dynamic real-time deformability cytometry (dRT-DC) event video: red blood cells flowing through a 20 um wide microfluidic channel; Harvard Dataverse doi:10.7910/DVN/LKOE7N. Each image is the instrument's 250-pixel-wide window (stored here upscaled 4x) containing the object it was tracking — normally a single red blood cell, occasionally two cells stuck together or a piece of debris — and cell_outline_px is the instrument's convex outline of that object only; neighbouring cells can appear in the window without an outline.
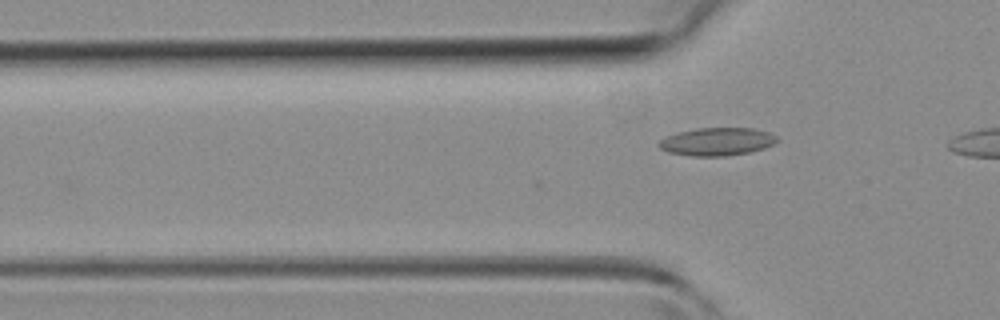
{"species": "common noctule bat (a hibernating species)", "species_latin": "Nyctalus noctula", "temperature_condition": "room temperature", "stored_images_in_passage": 4, "camera_frame_rate_fps": 3000, "um_per_image_px": 0.085, "animal": {"sex": "female", "body_mass_g": 19.3, "forearm_length_mm": 54.1}, "frame": {"image": 1, "passage_image": 4, "time_ms": 1.0, "image_size_px": [1000, 320], "cell_outline_px": [[780, 140], [764, 148], [752, 152], [728, 156], [692, 156], [668, 152], [660, 148], [656, 144], [660, 140], [676, 132], [696, 128], [752, 128], [768, 132], [776, 136]], "centroid_in_image_um": [60.94, 12.04], "position_along_channel_um": 64.9, "area_um2": 19.36}}